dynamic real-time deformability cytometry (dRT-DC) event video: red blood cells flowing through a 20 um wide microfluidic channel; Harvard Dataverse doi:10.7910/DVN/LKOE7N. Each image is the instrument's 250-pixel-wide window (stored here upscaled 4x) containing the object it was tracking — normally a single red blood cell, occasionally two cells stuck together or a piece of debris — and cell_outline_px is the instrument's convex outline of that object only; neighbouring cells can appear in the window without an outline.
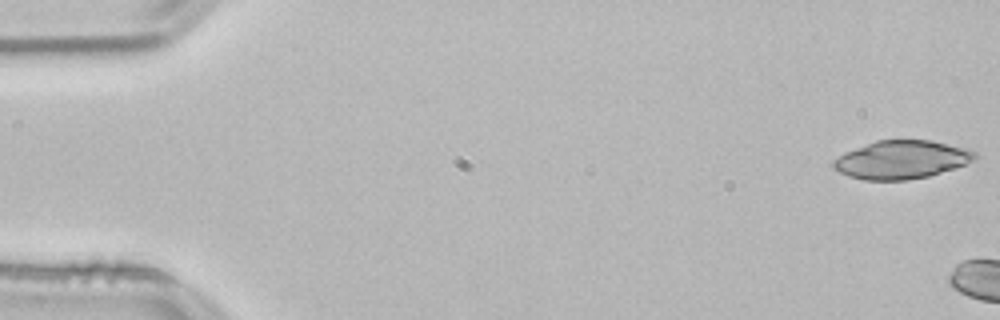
{"species": "common noctule bat (a hibernating species)", "species_latin": "Nyctalus noctula", "temperature_condition": "room temperature", "stored_images_in_passage": 5, "camera_frame_rate_fps": 3000, "um_per_image_px": 0.085, "animal": {"sex": "male", "body_mass_g": 21.5, "forearm_length_mm": 52.0}, "frame": {"image": 1, "passage_image": 1, "time_ms": 0.0, "image_size_px": [1000, 320], "cell_outline_px": [[976, 160], [928, 176], [908, 180], [864, 180], [848, 176], [832, 168], [832, 160], [844, 152], [876, 140], [932, 140], [968, 148], [976, 152]], "centroid_in_image_um": [76.6, 13.56], "position_along_channel_um": 8.4, "area_um2": 31.62}}